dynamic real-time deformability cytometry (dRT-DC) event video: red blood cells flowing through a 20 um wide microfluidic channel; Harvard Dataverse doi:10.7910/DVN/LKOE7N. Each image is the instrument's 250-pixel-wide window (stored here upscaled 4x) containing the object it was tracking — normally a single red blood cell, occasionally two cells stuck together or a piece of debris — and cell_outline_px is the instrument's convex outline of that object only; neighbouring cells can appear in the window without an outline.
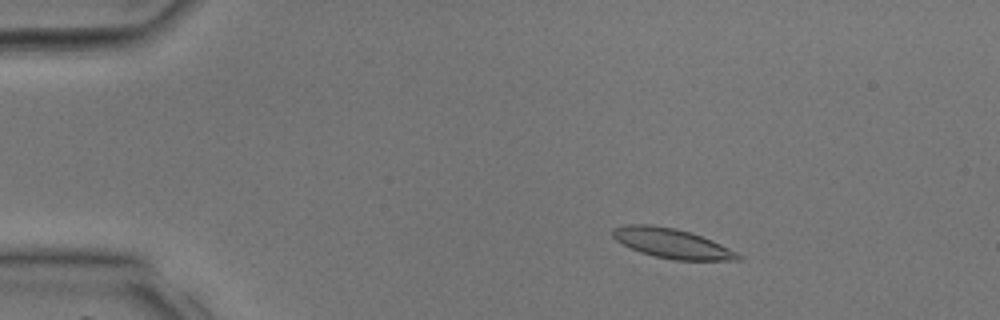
{"species": "common noctule bat (a hibernating species)", "species_latin": "Nyctalus noctula", "temperature_condition": "room temperature", "stored_images_in_passage": 7, "camera_frame_rate_fps": 3000, "um_per_image_px": 0.085, "animal": {"sex": "male", "body_mass_g": 17.9, "forearm_length_mm": 54.2}, "frame": {"image": 1, "passage_image": 2, "time_ms": 0.333, "image_size_px": [1000, 320], "cell_outline_px": [[744, 256], [740, 260], [676, 260], [656, 256], [640, 252], [616, 240], [612, 236], [612, 228], [624, 224], [652, 224], [676, 228], [712, 240]], "centroid_in_image_um": [57.1, 20.67], "position_along_channel_um": 27.9, "area_um2": 21.56}}